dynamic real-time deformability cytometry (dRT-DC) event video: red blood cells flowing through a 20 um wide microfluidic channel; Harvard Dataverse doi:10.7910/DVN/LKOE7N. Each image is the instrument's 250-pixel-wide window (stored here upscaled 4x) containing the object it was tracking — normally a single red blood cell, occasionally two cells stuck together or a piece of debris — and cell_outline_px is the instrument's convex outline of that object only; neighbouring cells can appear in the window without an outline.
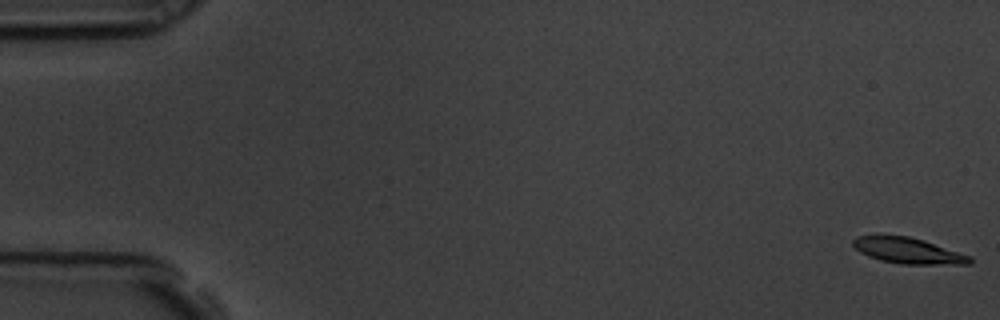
{"species": "common noctule bat (a hibernating species)", "species_latin": "Nyctalus noctula", "temperature_condition": "room temperature", "stored_images_in_passage": 59, "camera_frame_rate_fps": 3000, "um_per_image_px": 0.085, "animal": {"sex": "male", "body_mass_g": 19.5, "forearm_length_mm": 54.6}, "frame": {"image": 1, "passage_image": 1, "time_ms": 0.0, "image_size_px": [1000, 320], "cell_outline_px": [[972, 264], [900, 264], [880, 260], [868, 256], [860, 252], [852, 244], [852, 240], [856, 236], [908, 236], [924, 240], [972, 256]], "centroid_in_image_um": [77.22, 21.31], "position_along_channel_um": 7.8, "area_um2": 17.51}}
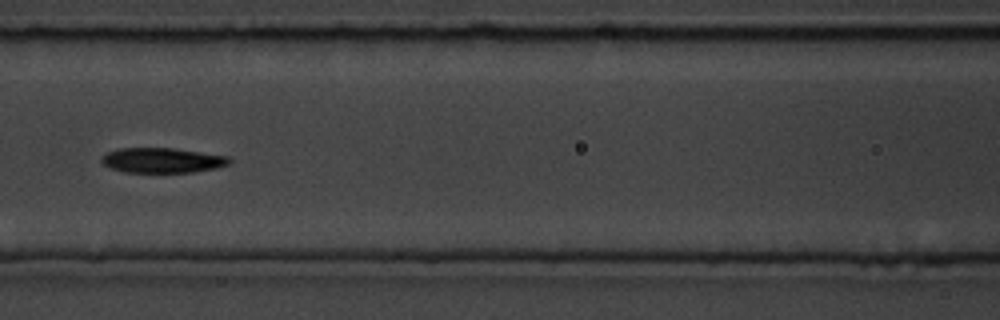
{"frame": {"image": 2, "passage_image": 26, "time_ms": 8.333, "image_size_px": [1000, 320], "cell_outline_px": [[232, 160], [228, 164], [216, 168], [192, 172], [124, 172], [108, 168], [100, 160], [108, 152], [116, 148], [172, 148], [228, 156]], "centroid_in_image_um": [13.77, 13.63], "position_along_channel_um": 152.8, "area_um2": 18.55}}
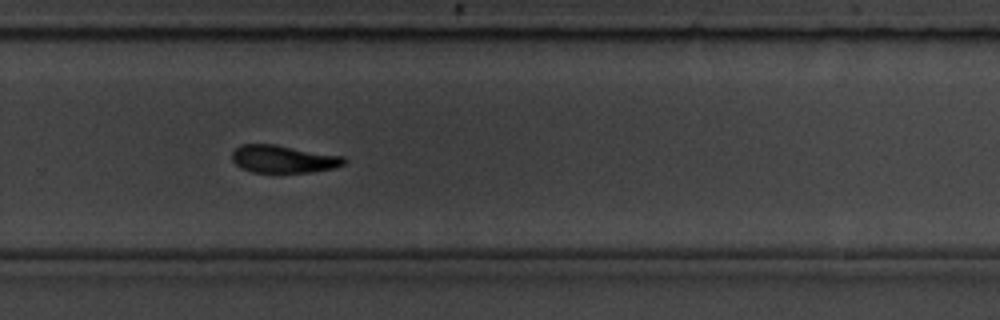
{"frame": {"image": 3, "passage_image": 39, "time_ms": 12.667, "image_size_px": [1000, 320], "cell_outline_px": [[348, 160], [344, 164], [332, 168], [312, 172], [252, 172], [240, 168], [232, 160], [232, 152], [240, 144], [276, 144], [344, 156]], "centroid_in_image_um": [24.08, 13.51], "position_along_channel_um": 305.7, "area_um2": 18.15}, "authors_computed_cell_mechanics": {"area_um2": 18.496, "velocity_mm_per_s": 3.534, "shape_relaxation_time_tau1_ms": 3.1356, "shape_relaxation_time_tau2_ms": null, "deformation_change_tau1": 0.1315, "deformation_change_tau2": null}}